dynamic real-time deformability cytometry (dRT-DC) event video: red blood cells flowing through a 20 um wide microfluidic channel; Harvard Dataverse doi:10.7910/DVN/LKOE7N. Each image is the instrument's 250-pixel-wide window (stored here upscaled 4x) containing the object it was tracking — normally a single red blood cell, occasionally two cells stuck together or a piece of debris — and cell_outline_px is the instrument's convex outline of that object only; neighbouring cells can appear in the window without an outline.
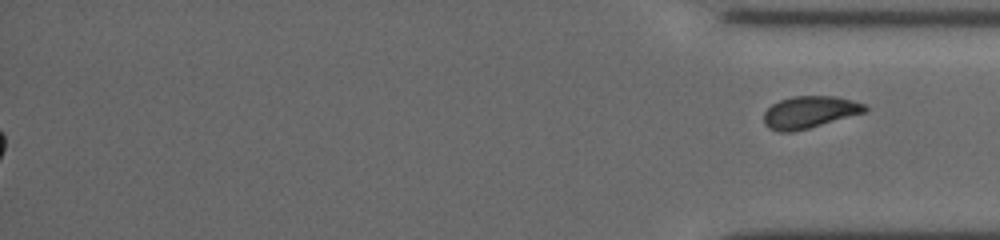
{"species": "common noctule bat (a hibernating species)", "species_latin": "Nyctalus noctula", "temperature_condition": "cold", "stored_images_in_passage": 42, "segment_of_instrument_passage": [2, 2], "camera_frame_rate_fps": 3000, "um_per_image_px": 0.085, "animal": {"sex": "female", "body_mass_g": 19.5, "forearm_length_mm": 54.1}, "frame": {"image": 1, "passage_image": 42, "time_ms": 13.667, "image_size_px": [1000, 240], "cell_outline_px": [[868, 108], [864, 112], [808, 128], [792, 132], [776, 132], [768, 128], [764, 124], [764, 112], [772, 104], [780, 100], [792, 96], [836, 96], [852, 100], [864, 104]], "centroid_in_image_um": [68.76, 9.53], "position_along_channel_um": 366.4, "area_um2": 18.79}}